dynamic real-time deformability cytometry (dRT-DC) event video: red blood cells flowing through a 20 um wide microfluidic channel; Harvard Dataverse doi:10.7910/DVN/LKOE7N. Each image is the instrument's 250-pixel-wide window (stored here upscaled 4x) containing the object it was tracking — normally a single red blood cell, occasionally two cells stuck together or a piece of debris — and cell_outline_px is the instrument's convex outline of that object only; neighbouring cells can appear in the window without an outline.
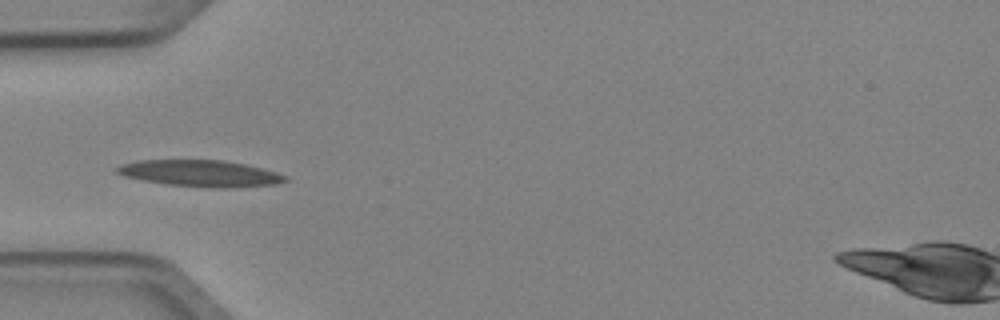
{"species": "Egyptian fruit bat (a non-hibernating species)", "species_latin": "Rousettus aegyptiacus", "temperature_condition": "cold", "stored_images_in_passage": 3, "camera_frame_rate_fps": 3000, "um_per_image_px": 0.085, "animal": {"sex": "female"}, "frame": {"image": 1, "passage_image": 3, "time_ms": 0.667, "image_size_px": [1000, 320], "cell_outline_px": [[288, 180], [276, 184], [228, 188], [208, 188], [168, 184], [144, 180], [124, 176], [116, 172], [116, 168], [120, 164], [140, 160], [220, 160], [244, 164], [276, 172], [288, 176]], "centroid_in_image_um": [17.04, 14.74], "position_along_channel_um": 68.0, "area_um2": 25.84}}